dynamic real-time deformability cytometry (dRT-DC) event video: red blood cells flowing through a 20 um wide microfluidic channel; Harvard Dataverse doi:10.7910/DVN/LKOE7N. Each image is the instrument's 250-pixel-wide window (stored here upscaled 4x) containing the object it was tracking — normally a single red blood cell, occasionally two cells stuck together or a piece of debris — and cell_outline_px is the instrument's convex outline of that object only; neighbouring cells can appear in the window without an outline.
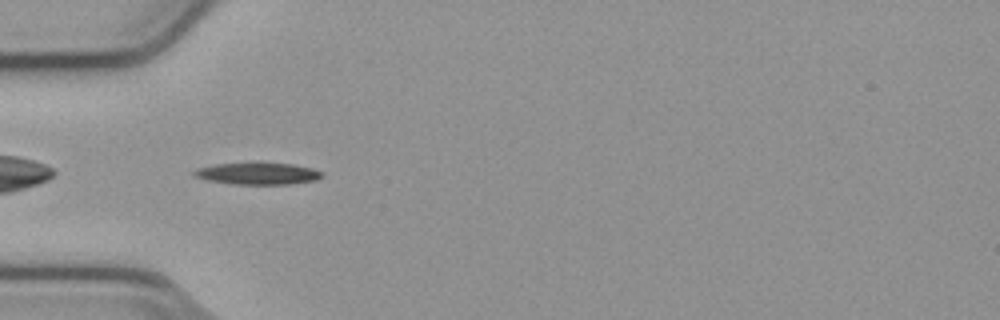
{"species": "common noctule bat (a hibernating species)", "species_latin": "Nyctalus noctula", "temperature_condition": "cold", "stored_images_in_passage": 31, "camera_frame_rate_fps": 3000, "um_per_image_px": 0.085, "animal": {"sex": "male", "body_mass_g": 23.1, "forearm_length_mm": 52.7}, "frame": {"image": 1, "passage_image": 2, "time_ms": 0.333, "image_size_px": [1000, 320], "cell_outline_px": [[324, 176], [316, 180], [288, 184], [232, 184], [208, 180], [192, 176], [192, 172], [196, 168], [216, 164], [252, 160], [260, 160], [292, 164], [312, 168], [324, 172]], "centroid_in_image_um": [21.89, 14.7], "position_along_channel_um": 63.1, "area_um2": 17.22}}
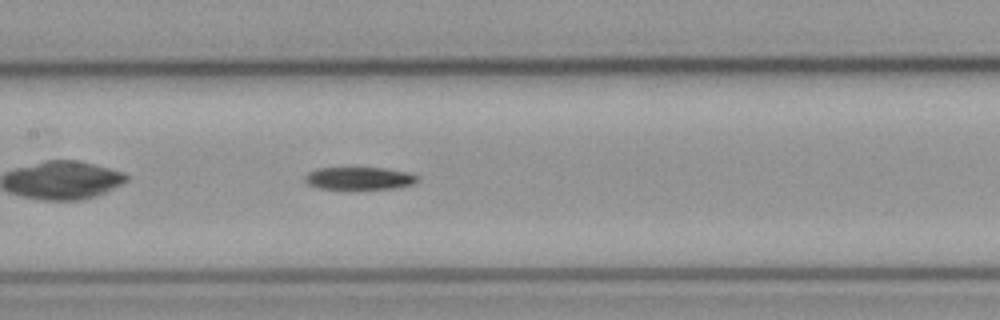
{"frame": {"image": 2, "passage_image": 11, "time_ms": 3.333, "image_size_px": [1000, 320], "cell_outline_px": [[416, 180], [412, 184], [396, 188], [320, 188], [308, 184], [304, 180], [304, 176], [308, 172], [316, 168], [384, 168], [408, 172], [416, 176]], "centroid_in_image_um": [30.49, 15.14], "position_along_channel_um": 176.9, "area_um2": 14.45}}
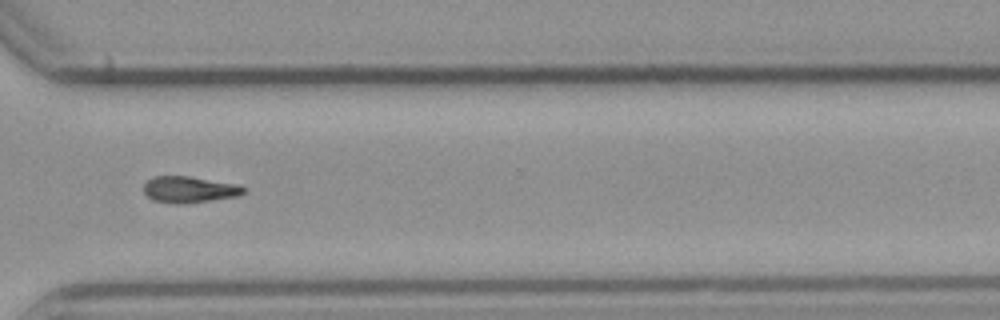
{"frame": {"image": 3, "passage_image": 25, "time_ms": 8.0, "image_size_px": [1000, 320], "cell_outline_px": [[248, 188], [240, 196], [212, 200], [176, 204], [156, 200], [148, 196], [144, 192], [144, 184], [152, 176], [188, 176], [240, 184]], "centroid_in_image_um": [16.16, 16.09], "position_along_channel_um": 354.4, "area_um2": 15.37}, "authors_computed_cell_mechanics": {"area_um2": 15.4904, "velocity_mm_per_s": 3.816, "shape_relaxation_time_tau1_ms": 8.237, "shape_relaxation_time_tau2_ms": null, "deformation_change_tau1": 0.179, "deformation_change_tau2": null}}